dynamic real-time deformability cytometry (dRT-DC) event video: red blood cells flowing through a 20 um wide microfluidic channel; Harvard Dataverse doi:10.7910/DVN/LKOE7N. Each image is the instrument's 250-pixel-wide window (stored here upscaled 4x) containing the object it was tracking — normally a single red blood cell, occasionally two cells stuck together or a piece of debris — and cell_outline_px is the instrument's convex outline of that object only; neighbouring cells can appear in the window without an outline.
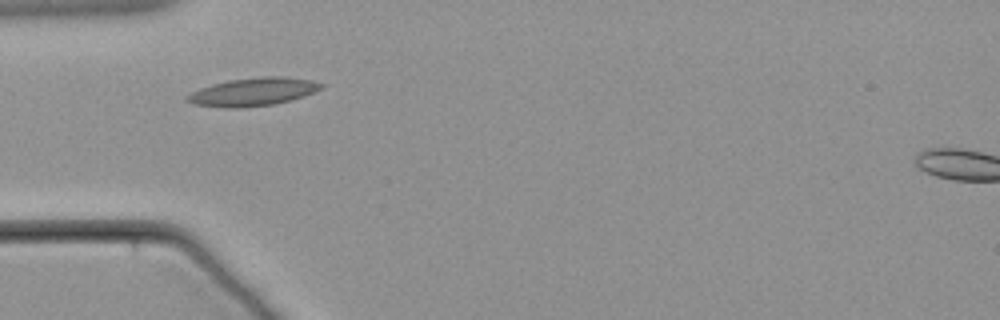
{"species": "common noctule bat (a hibernating species)", "species_latin": "Nyctalus noctula", "temperature_condition": "warm", "stored_images_in_passage": 6, "camera_frame_rate_fps": 3000, "um_per_image_px": 0.085, "animal": {"sex": "male", "body_mass_g": 21.5, "forearm_length_mm": 52.0}, "frame": {"image": 1, "passage_image": 1, "time_ms": 0.0, "image_size_px": [1000, 320], "cell_outline_px": [[324, 88], [304, 96], [272, 104], [240, 108], [228, 108], [196, 104], [184, 100], [184, 96], [200, 88], [212, 84], [228, 80], [260, 76], [284, 76], [312, 80], [324, 84]], "centroid_in_image_um": [21.51, 7.79], "position_along_channel_um": 63.5, "area_um2": 21.96}}
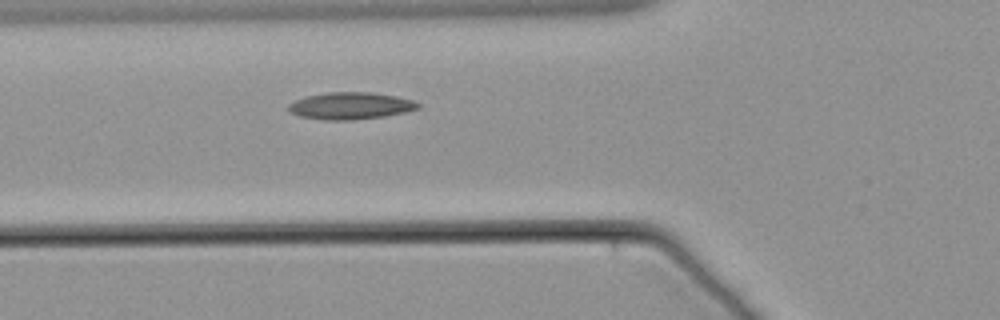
{"frame": {"image": 2, "passage_image": 4, "time_ms": 1.0, "image_size_px": [1000, 320], "cell_outline_px": [[420, 108], [404, 112], [384, 116], [352, 120], [324, 120], [300, 116], [292, 112], [288, 108], [288, 104], [304, 96], [328, 92], [368, 92], [396, 96], [412, 100], [420, 104]], "centroid_in_image_um": [29.79, 8.99], "position_along_channel_um": 96.0, "area_um2": 20.29}}